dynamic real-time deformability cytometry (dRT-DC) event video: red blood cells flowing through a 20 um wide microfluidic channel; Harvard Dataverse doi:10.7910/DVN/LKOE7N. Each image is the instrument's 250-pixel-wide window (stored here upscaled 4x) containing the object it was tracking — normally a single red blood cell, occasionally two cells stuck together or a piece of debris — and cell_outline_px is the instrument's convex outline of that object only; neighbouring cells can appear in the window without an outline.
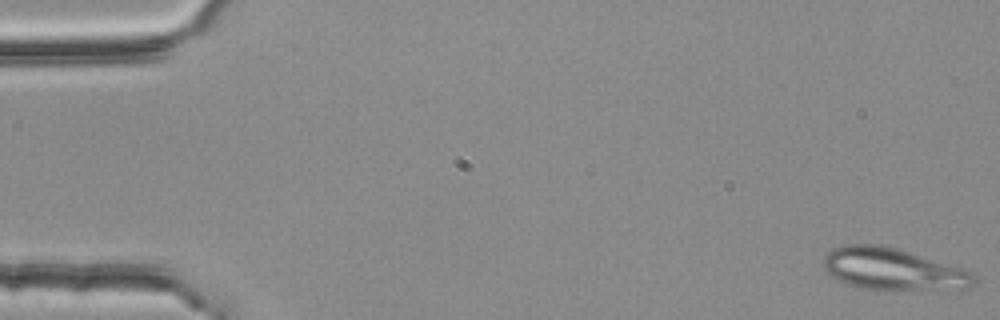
{"species": "common noctule bat (a hibernating species)", "species_latin": "Nyctalus noctula", "temperature_condition": "room temperature", "stored_images_in_passage": 4, "camera_frame_rate_fps": 3000, "um_per_image_px": 0.085, "animal": {"sex": "female", "body_mass_g": 25.1}, "frame": {"image": 1, "passage_image": 1, "time_ms": 0.0, "image_size_px": [1000, 320], "cell_outline_px": [[976, 284], [968, 288], [892, 292], [876, 292], [856, 288], [844, 284], [836, 280], [824, 268], [824, 256], [832, 248], [844, 244], [880, 244], [908, 252], [960, 268], [972, 272], [976, 276]], "centroid_in_image_um": [75.85, 22.94], "position_along_channel_um": 9.1, "area_um2": 37.74}}